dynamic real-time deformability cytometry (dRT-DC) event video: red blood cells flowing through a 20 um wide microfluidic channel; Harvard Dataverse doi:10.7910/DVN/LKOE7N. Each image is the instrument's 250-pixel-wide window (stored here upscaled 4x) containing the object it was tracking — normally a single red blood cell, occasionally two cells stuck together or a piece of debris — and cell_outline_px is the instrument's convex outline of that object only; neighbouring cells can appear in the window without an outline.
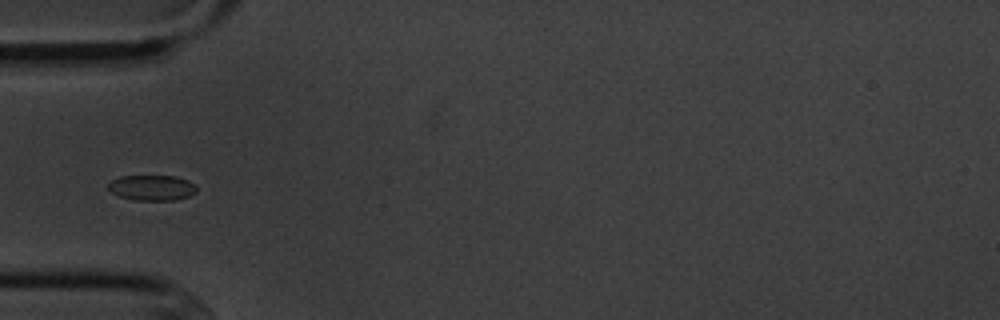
{"species": "common noctule bat (a hibernating species)", "species_latin": "Nyctalus noctula", "temperature_condition": "cold", "stored_images_in_passage": 12, "camera_frame_rate_fps": 3000, "um_per_image_px": 0.085, "animal": {"sex": "male", "body_mass_g": 20.1, "forearm_length_mm": 53.5}, "frame": {"image": 1, "passage_image": 4, "time_ms": 4.667, "image_size_px": [1000, 320], "cell_outline_px": [[196, 192], [188, 196], [172, 200], [136, 200], [120, 196], [112, 192], [108, 188], [108, 184], [112, 180], [120, 176], [176, 176], [188, 180], [196, 184]], "centroid_in_image_um": [12.93, 15.94], "position_along_channel_um": 72.1, "area_um2": 13.01}}
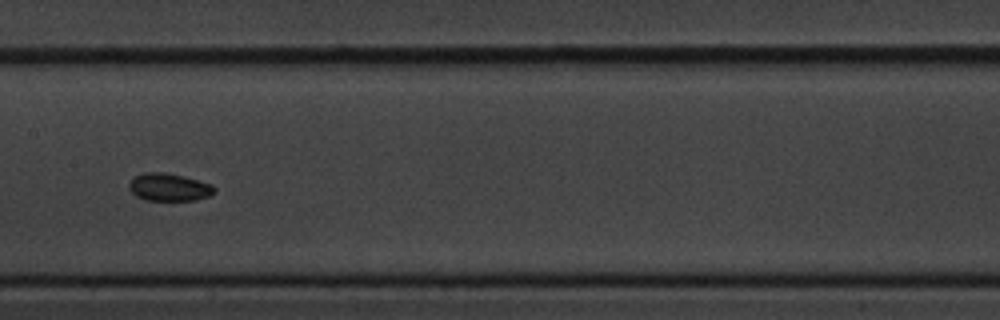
{"frame": {"image": 2, "passage_image": 7, "time_ms": 8.0, "image_size_px": [1000, 320], "cell_outline_px": [[216, 192], [208, 196], [196, 200], [144, 200], [136, 196], [128, 188], [128, 184], [132, 176], [144, 172], [164, 172], [184, 176], [212, 184], [216, 188]], "centroid_in_image_um": [14.34, 15.9], "position_along_channel_um": 193.1, "area_um2": 13.99}}
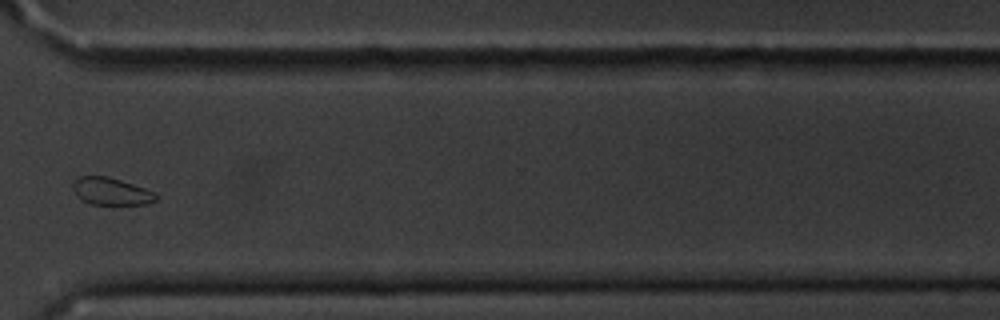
{"frame": {"image": 3, "passage_image": 11, "time_ms": 12.667, "image_size_px": [1000, 320], "cell_outline_px": [[156, 200], [144, 204], [92, 204], [80, 200], [76, 196], [72, 188], [72, 184], [80, 176], [108, 176], [144, 188], [152, 192], [156, 196]], "centroid_in_image_um": [9.37, 16.26], "position_along_channel_um": 361.2, "area_um2": 13.01}}